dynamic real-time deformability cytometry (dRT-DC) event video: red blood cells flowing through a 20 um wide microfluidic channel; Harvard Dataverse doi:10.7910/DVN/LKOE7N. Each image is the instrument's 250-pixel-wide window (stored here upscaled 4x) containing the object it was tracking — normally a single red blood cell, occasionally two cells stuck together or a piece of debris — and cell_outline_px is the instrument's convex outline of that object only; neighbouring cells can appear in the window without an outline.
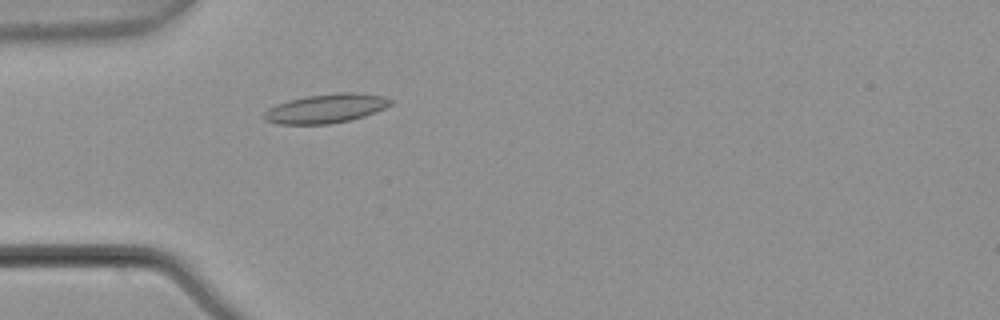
{"species": "common noctule bat (a hibernating species)", "species_latin": "Nyctalus noctula", "temperature_condition": "warm", "stored_images_in_passage": 1, "camera_frame_rate_fps": 3000, "um_per_image_px": 0.085, "animal": {"sex": "male", "body_mass_g": 21.5, "forearm_length_mm": 52.0}, "frame": {"image": 1, "passage_image": 1, "time_ms": 0.0, "image_size_px": [1000, 320], "cell_outline_px": [[392, 104], [376, 112], [352, 120], [328, 124], [276, 124], [264, 120], [264, 112], [268, 108], [276, 104], [288, 100], [304, 96], [336, 92], [356, 92], [384, 96], [392, 100]], "centroid_in_image_um": [27.7, 9.21], "position_along_channel_um": 57.3, "area_um2": 21.73}}